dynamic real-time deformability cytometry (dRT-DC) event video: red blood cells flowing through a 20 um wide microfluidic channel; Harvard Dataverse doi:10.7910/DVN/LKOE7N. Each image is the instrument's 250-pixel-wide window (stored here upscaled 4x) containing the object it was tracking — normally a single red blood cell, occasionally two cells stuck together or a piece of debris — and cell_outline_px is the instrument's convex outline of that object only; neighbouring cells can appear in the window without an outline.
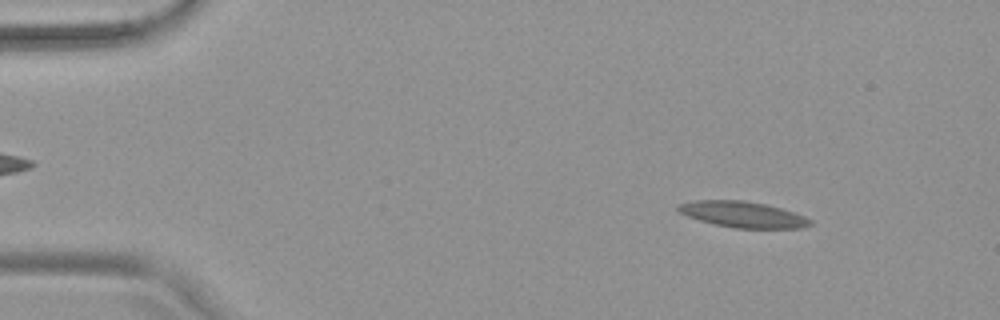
{"species": "common noctule bat (a hibernating species)", "species_latin": "Nyctalus noctula", "temperature_condition": "warm", "stored_images_in_passage": 56, "camera_frame_rate_fps": 3000, "um_per_image_px": 0.085, "animal": {"sex": "female", "body_mass_g": 19.9}, "frame": {"image": 1, "passage_image": 7, "time_ms": 2.0, "image_size_px": [1000, 320], "cell_outline_px": [[812, 224], [800, 228], [736, 228], [716, 224], [700, 220], [688, 216], [680, 212], [676, 208], [676, 204], [692, 200], [744, 200], [764, 204], [780, 208], [804, 216], [812, 220]], "centroid_in_image_um": [63.11, 18.22], "position_along_channel_um": 21.9, "area_um2": 19.83}}
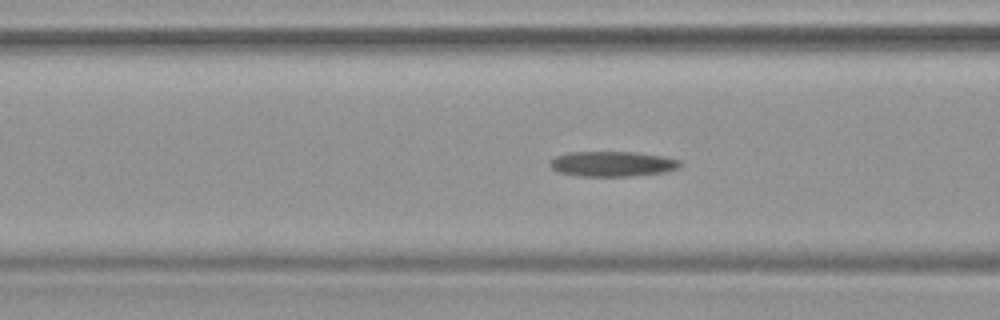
{"frame": {"image": 2, "passage_image": 22, "time_ms": 7.0, "image_size_px": [1000, 320], "cell_outline_px": [[684, 164], [680, 168], [664, 172], [632, 176], [580, 176], [560, 172], [552, 168], [548, 164], [556, 156], [568, 152], [636, 152], [660, 156], [680, 160]], "centroid_in_image_um": [52.09, 13.93], "position_along_channel_um": 114.5, "area_um2": 19.07}}
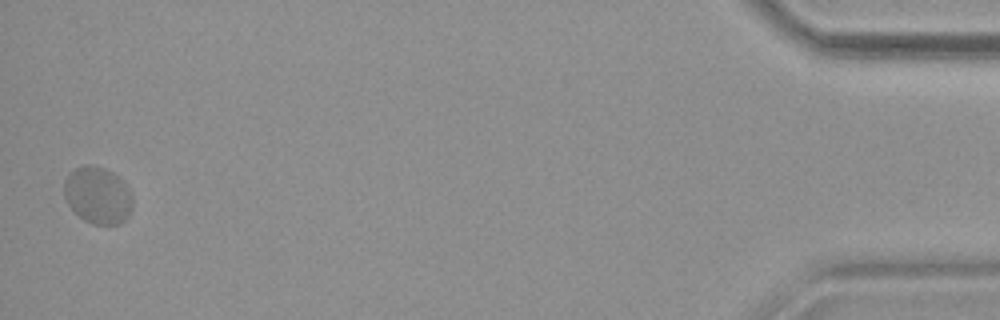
{"frame": {"image": 3, "passage_image": 55, "time_ms": 18.0, "image_size_px": [1000, 320], "cell_outline_px": [[132, 212], [120, 224], [92, 224], [84, 220], [68, 204], [64, 196], [64, 180], [68, 172], [76, 168], [88, 164], [92, 164], [104, 168], [120, 176], [132, 192]], "centroid_in_image_um": [8.33, 16.58], "position_along_channel_um": 426.9, "area_um2": 23.06}, "authors_computed_cell_mechanics": {"area_um2": 19.941, "velocity_mm_per_s": 3.6283, "shape_relaxation_time_tau1_ms": 10.5521, "shape_relaxation_time_tau2_ms": 1.7537, "deformation_change_tau1": 0.1667, "deformation_change_tau2": 0.0418}}